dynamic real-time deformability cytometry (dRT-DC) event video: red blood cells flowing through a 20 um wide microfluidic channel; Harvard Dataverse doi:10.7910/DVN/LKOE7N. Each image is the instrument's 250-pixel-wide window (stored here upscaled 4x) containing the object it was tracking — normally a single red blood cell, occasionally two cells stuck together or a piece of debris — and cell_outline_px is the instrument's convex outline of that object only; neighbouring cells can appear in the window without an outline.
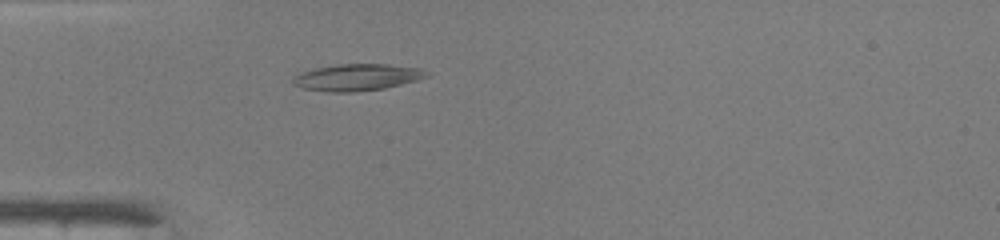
{"species": "common noctule bat (a hibernating species)", "species_latin": "Nyctalus noctula", "temperature_condition": "warm", "stored_images_in_passage": 32, "camera_frame_rate_fps": 3000, "um_per_image_px": 0.085, "animal": {"sex": "male", "body_mass_g": 19.0, "forearm_length_mm": 50.8}, "frame": {"image": 1, "passage_image": 3, "time_ms": 0.667, "image_size_px": [1000, 240], "cell_outline_px": [[428, 76], [416, 80], [384, 88], [352, 92], [328, 92], [300, 88], [292, 84], [292, 76], [300, 72], [316, 68], [340, 64], [388, 64], [420, 68], [428, 72]], "centroid_in_image_um": [30.29, 6.57], "position_along_channel_um": 54.7, "area_um2": 20.81}}
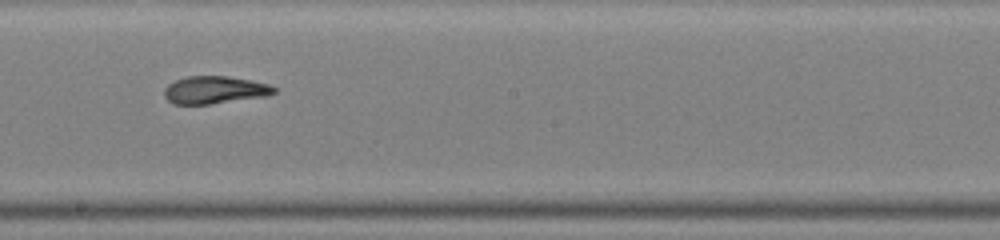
{"frame": {"image": 2, "passage_image": 16, "time_ms": 5.0, "image_size_px": [1000, 240], "cell_outline_px": [[276, 92], [264, 96], [208, 104], [176, 104], [168, 100], [164, 96], [164, 88], [168, 84], [176, 80], [188, 76], [228, 76], [252, 80], [268, 84], [276, 88]], "centroid_in_image_um": [18.23, 7.63], "position_along_channel_um": 230.0, "area_um2": 17.46}}
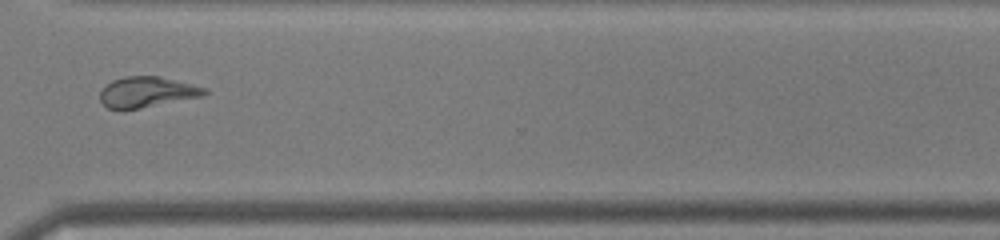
{"frame": {"image": 3, "passage_image": 25, "time_ms": 8.0, "image_size_px": [1000, 240], "cell_outline_px": [[208, 92], [204, 96], [140, 108], [108, 108], [100, 100], [100, 92], [112, 80], [124, 76], [160, 76], [208, 88]], "centroid_in_image_um": [12.54, 7.8], "position_along_channel_um": 358.1, "area_um2": 18.44}, "authors_computed_cell_mechanics": {"area_um2": 18.4093, "velocity_mm_per_s": 4.2461, "shape_relaxation_time_tau1_ms": 5.2968, "shape_relaxation_time_tau2_ms": 2.3983, "deformation_change_tau1": 0.1861, "deformation_change_tau2": 0.1062}}